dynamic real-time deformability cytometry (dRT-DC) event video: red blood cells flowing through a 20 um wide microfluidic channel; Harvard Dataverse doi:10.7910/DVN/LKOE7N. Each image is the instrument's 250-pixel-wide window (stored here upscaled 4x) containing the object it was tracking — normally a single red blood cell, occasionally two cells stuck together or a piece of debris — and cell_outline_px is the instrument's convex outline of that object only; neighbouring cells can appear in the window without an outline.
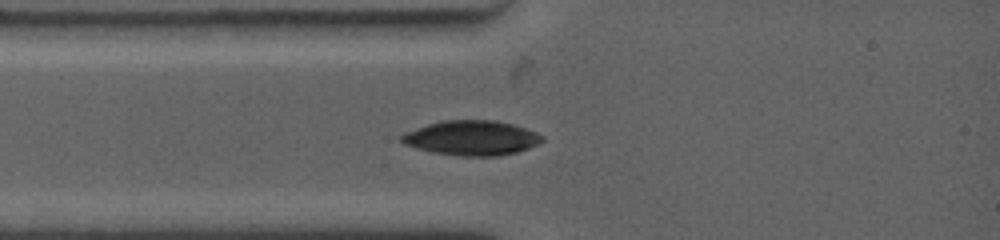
{"species": "common noctule bat (a hibernating species)", "species_latin": "Nyctalus noctula", "temperature_condition": "warm", "stored_images_in_passage": 1, "camera_frame_rate_fps": 4500, "um_per_image_px": 0.085, "animal": {"sex": "female", "body_mass_g": 19.0, "forearm_length_mm": 53.3}, "frame": {"image": 1, "passage_image": 1, "time_ms": 0.0, "image_size_px": [1000, 240], "cell_outline_px": [[544, 140], [528, 148], [516, 152], [496, 156], [460, 156], [432, 152], [404, 144], [400, 140], [400, 136], [408, 132], [428, 124], [444, 120], [492, 120], [512, 124], [536, 132], [544, 136]], "centroid_in_image_um": [40.1, 11.73], "position_along_channel_um": 44.9, "area_um2": 28.15}}